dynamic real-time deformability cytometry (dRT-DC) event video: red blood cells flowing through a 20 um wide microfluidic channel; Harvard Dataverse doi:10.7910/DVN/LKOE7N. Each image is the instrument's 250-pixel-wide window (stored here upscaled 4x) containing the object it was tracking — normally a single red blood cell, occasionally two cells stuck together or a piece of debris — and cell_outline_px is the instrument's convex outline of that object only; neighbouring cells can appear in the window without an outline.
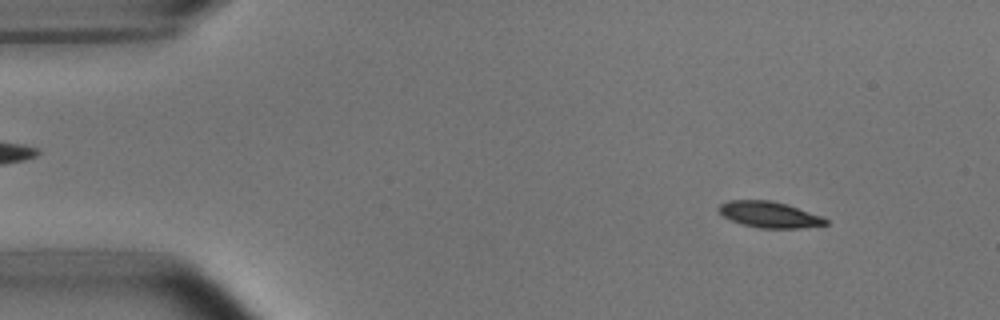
{"species": "common noctule bat (a hibernating species)", "species_latin": "Nyctalus noctula", "temperature_condition": "room temperature", "stored_images_in_passage": 52, "camera_frame_rate_fps": 3000, "um_per_image_px": 0.085, "animal": {"sex": "male", "body_mass_g": 15.6}, "frame": {"image": 1, "passage_image": 5, "time_ms": 1.333, "image_size_px": [1000, 320], "cell_outline_px": [[828, 224], [800, 228], [760, 228], [744, 224], [732, 220], [724, 216], [716, 208], [720, 204], [728, 200], [772, 200], [788, 204], [820, 216], [828, 220]], "centroid_in_image_um": [65.38, 18.22], "position_along_channel_um": 19.6, "area_um2": 16.13}}
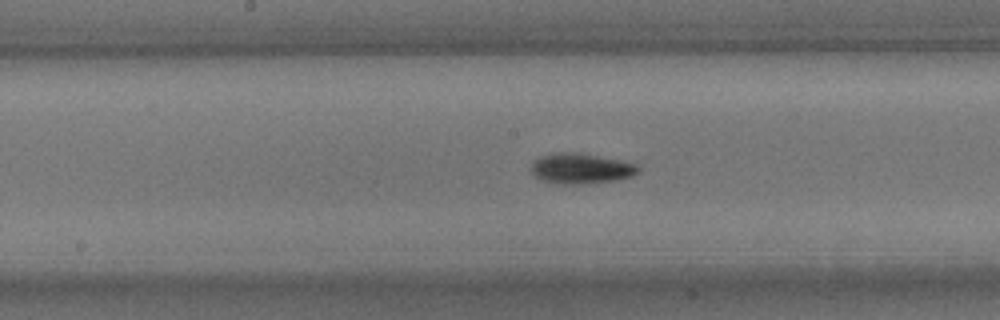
{"frame": {"image": 2, "passage_image": 26, "time_ms": 8.333, "image_size_px": [1000, 320], "cell_outline_px": [[640, 172], [632, 176], [616, 180], [584, 184], [556, 184], [540, 180], [532, 172], [532, 160], [540, 156], [560, 152], [576, 152], [636, 164], [640, 168]], "centroid_in_image_um": [49.35, 14.34], "position_along_channel_um": 198.9, "area_um2": 18.9}}
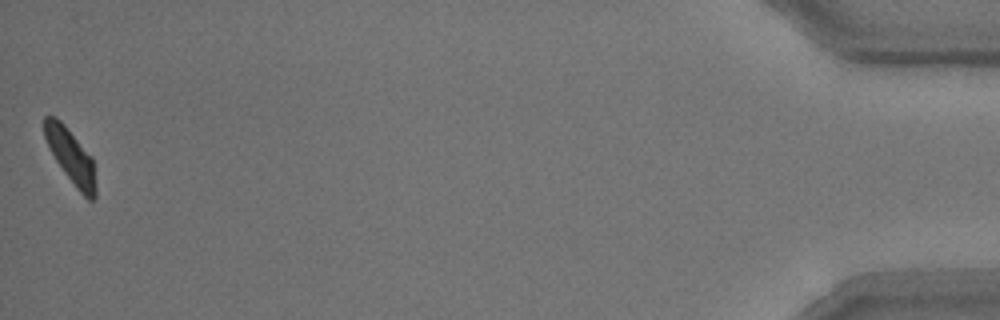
{"frame": {"image": 3, "passage_image": 52, "time_ms": 17.0, "image_size_px": [1000, 320], "cell_outline_px": [[96, 196], [92, 200], [88, 200], [76, 188], [64, 172], [56, 160], [44, 136], [44, 116], [56, 116], [64, 124], [92, 156], [96, 188]], "centroid_in_image_um": [6.03, 13.28], "position_along_channel_um": 429.2, "area_um2": 16.07}, "authors_computed_cell_mechanics": {"area_um2": 16.9932, "velocity_mm_per_s": 3.7411, "shape_relaxation_time_tau1_ms": 2.8502, "shape_relaxation_time_tau2_ms": 9.6008, "deformation_change_tau1": 0.1214, "deformation_change_tau2": 0.1179}}